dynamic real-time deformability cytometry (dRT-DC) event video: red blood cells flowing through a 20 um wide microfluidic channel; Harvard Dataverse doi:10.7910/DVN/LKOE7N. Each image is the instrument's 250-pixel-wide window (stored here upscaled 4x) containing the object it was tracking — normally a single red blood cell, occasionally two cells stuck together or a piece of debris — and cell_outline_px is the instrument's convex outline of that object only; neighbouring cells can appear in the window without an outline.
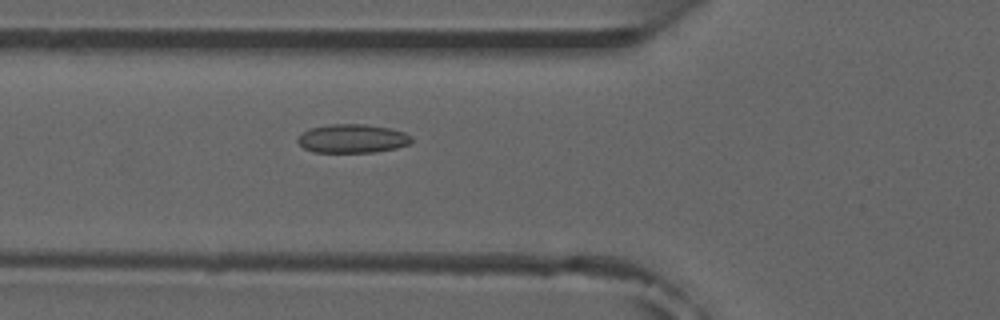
{"species": "common noctule bat (a hibernating species)", "species_latin": "Nyctalus noctula", "temperature_condition": "room temperature", "stored_images_in_passage": 47, "camera_frame_rate_fps": 3000, "um_per_image_px": 0.085, "animal": {"sex": "male", "forearm_length_mm": 52.5}, "frame": {"image": 1, "passage_image": 14, "time_ms": 4.333, "image_size_px": [1000, 320], "cell_outline_px": [[412, 140], [408, 144], [396, 148], [372, 152], [312, 152], [304, 148], [296, 140], [304, 132], [312, 128], [328, 124], [364, 124], [392, 128], [404, 132], [412, 136]], "centroid_in_image_um": [29.97, 11.77], "position_along_channel_um": 95.8, "area_um2": 18.96}}